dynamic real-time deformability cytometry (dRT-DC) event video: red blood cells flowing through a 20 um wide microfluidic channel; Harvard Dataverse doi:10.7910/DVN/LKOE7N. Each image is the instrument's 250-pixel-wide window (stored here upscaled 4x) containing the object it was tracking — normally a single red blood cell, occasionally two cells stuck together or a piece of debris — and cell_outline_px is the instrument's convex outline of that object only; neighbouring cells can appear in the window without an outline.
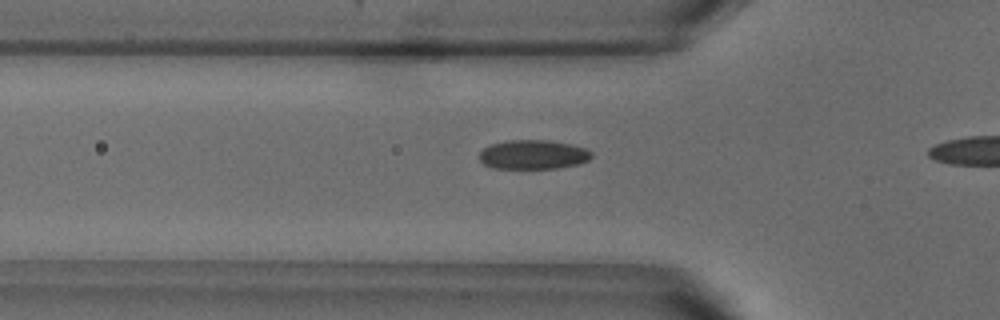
{"species": "common noctule bat (a hibernating species)", "species_latin": "Nyctalus noctula", "temperature_condition": "warm", "stored_images_in_passage": 4, "camera_frame_rate_fps": 3000, "um_per_image_px": 0.085, "animal": {"sex": "male", "body_mass_g": 18.8}, "frame": {"image": 1, "passage_image": 2, "time_ms": 0.333, "image_size_px": [1000, 320], "cell_outline_px": [[592, 156], [588, 160], [580, 164], [556, 168], [492, 168], [484, 164], [480, 160], [480, 152], [484, 148], [492, 144], [508, 140], [548, 140], [572, 144], [584, 148], [592, 152]], "centroid_in_image_um": [45.33, 13.14], "position_along_channel_um": 80.5, "area_um2": 19.07}}